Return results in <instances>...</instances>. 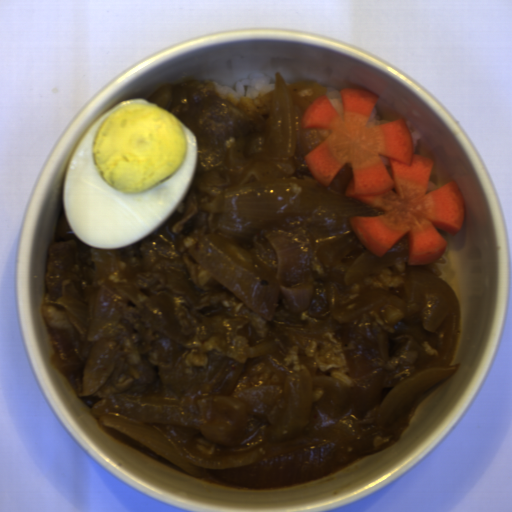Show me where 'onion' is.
<instances>
[{"mask_svg":"<svg viewBox=\"0 0 512 512\" xmlns=\"http://www.w3.org/2000/svg\"><path fill=\"white\" fill-rule=\"evenodd\" d=\"M409 255L408 234H405L382 257L370 250L364 251L345 271L344 283L351 287L368 275L390 267L396 263L407 262Z\"/></svg>","mask_w":512,"mask_h":512,"instance_id":"onion-8","label":"onion"},{"mask_svg":"<svg viewBox=\"0 0 512 512\" xmlns=\"http://www.w3.org/2000/svg\"><path fill=\"white\" fill-rule=\"evenodd\" d=\"M319 83L297 81L287 84L278 71L265 126L266 146L271 153L282 158L296 153L307 154L331 133L329 128H302L301 119L310 105L327 94Z\"/></svg>","mask_w":512,"mask_h":512,"instance_id":"onion-4","label":"onion"},{"mask_svg":"<svg viewBox=\"0 0 512 512\" xmlns=\"http://www.w3.org/2000/svg\"><path fill=\"white\" fill-rule=\"evenodd\" d=\"M277 255V270L271 284L258 281L249 271L237 265L208 237L192 245V258L208 270L220 283L228 288L247 307L265 320L276 316L279 294L288 300L289 311L299 314L310 307L314 287L310 285L292 287L287 276L299 258V250L282 235L267 236Z\"/></svg>","mask_w":512,"mask_h":512,"instance_id":"onion-3","label":"onion"},{"mask_svg":"<svg viewBox=\"0 0 512 512\" xmlns=\"http://www.w3.org/2000/svg\"><path fill=\"white\" fill-rule=\"evenodd\" d=\"M217 414L214 420L203 422L201 429L209 441L237 445L243 438L247 423V408L243 401L232 396H215Z\"/></svg>","mask_w":512,"mask_h":512,"instance_id":"onion-7","label":"onion"},{"mask_svg":"<svg viewBox=\"0 0 512 512\" xmlns=\"http://www.w3.org/2000/svg\"><path fill=\"white\" fill-rule=\"evenodd\" d=\"M326 208L344 217L383 215L357 198L337 194L312 182L278 178L228 187L218 229L240 239H251L262 229L296 216Z\"/></svg>","mask_w":512,"mask_h":512,"instance_id":"onion-2","label":"onion"},{"mask_svg":"<svg viewBox=\"0 0 512 512\" xmlns=\"http://www.w3.org/2000/svg\"><path fill=\"white\" fill-rule=\"evenodd\" d=\"M457 367H432L420 370L396 385L380 403L378 423L393 427L402 412L431 388L444 384L454 376Z\"/></svg>","mask_w":512,"mask_h":512,"instance_id":"onion-6","label":"onion"},{"mask_svg":"<svg viewBox=\"0 0 512 512\" xmlns=\"http://www.w3.org/2000/svg\"><path fill=\"white\" fill-rule=\"evenodd\" d=\"M321 387L332 404H341L346 388L342 382L329 375L312 376L310 372H295L290 376L287 408L278 423L268 429L270 441L280 442L297 437L305 426L312 405V388Z\"/></svg>","mask_w":512,"mask_h":512,"instance_id":"onion-5","label":"onion"},{"mask_svg":"<svg viewBox=\"0 0 512 512\" xmlns=\"http://www.w3.org/2000/svg\"><path fill=\"white\" fill-rule=\"evenodd\" d=\"M55 302L61 304L66 307L69 314L79 320L80 322L89 323L91 317L89 315L86 304L69 297H62L56 300Z\"/></svg>","mask_w":512,"mask_h":512,"instance_id":"onion-10","label":"onion"},{"mask_svg":"<svg viewBox=\"0 0 512 512\" xmlns=\"http://www.w3.org/2000/svg\"><path fill=\"white\" fill-rule=\"evenodd\" d=\"M100 420L162 455L186 474L231 488L292 487L322 478L337 465L332 446L271 458L261 457L260 452L221 459L201 458L186 447L121 418L104 414Z\"/></svg>","mask_w":512,"mask_h":512,"instance_id":"onion-1","label":"onion"},{"mask_svg":"<svg viewBox=\"0 0 512 512\" xmlns=\"http://www.w3.org/2000/svg\"><path fill=\"white\" fill-rule=\"evenodd\" d=\"M360 239L353 233H347L333 245H325L317 253L322 264L336 266L355 247Z\"/></svg>","mask_w":512,"mask_h":512,"instance_id":"onion-9","label":"onion"}]
</instances>
